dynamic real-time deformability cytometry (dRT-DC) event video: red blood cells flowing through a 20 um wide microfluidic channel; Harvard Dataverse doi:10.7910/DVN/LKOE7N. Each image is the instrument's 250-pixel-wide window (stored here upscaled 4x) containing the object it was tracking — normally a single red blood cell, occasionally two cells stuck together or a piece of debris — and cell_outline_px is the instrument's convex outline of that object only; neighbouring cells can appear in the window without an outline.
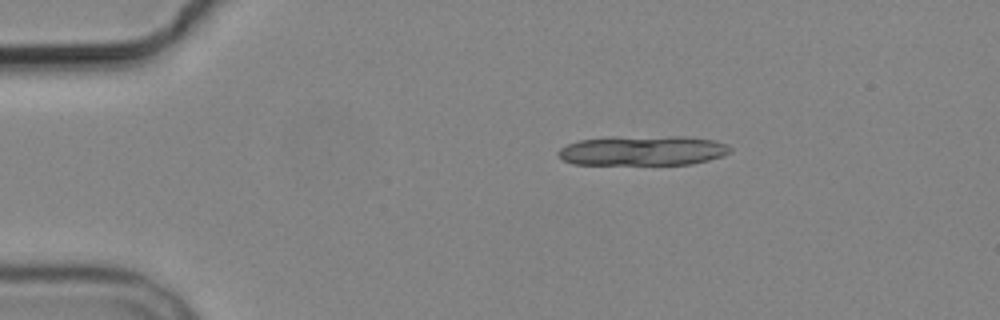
{"species": "common noctule bat (a hibernating species)", "species_latin": "Nyctalus noctula", "temperature_condition": "cold", "stored_images_in_passage": 3, "camera_frame_rate_fps": 3000, "um_per_image_px": 0.085, "animal": {"sex": "male", "body_mass_g": 19.2, "forearm_length_mm": 51.8}, "frame": {"image": 1, "passage_image": 1, "time_ms": 0.0, "image_size_px": [1000, 320], "cell_outline_px": [[732, 152], [724, 156], [692, 164], [572, 164], [564, 160], [560, 156], [560, 148], [568, 144], [580, 140], [612, 136], [684, 136], [712, 140], [724, 144], [732, 148]], "centroid_in_image_um": [54.67, 12.79], "position_along_channel_um": 30.3, "area_um2": 29.94}}